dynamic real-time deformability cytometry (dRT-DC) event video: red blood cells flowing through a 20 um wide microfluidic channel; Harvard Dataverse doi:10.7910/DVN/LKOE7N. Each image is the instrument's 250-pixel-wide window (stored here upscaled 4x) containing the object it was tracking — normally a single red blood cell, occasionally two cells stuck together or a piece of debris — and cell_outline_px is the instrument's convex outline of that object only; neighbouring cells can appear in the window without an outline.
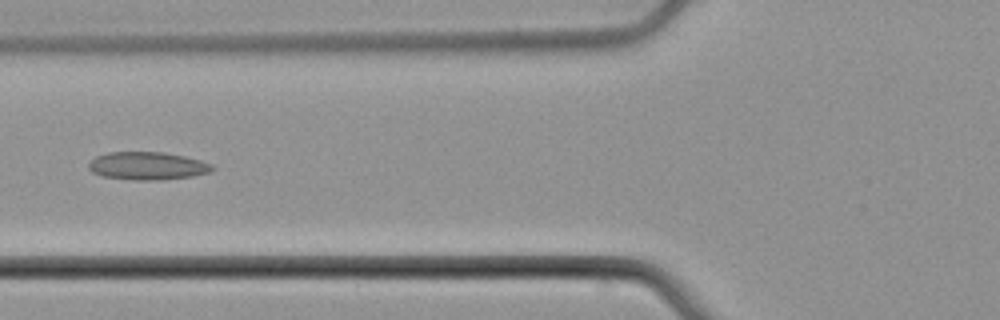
{"species": "common noctule bat (a hibernating species)", "species_latin": "Nyctalus noctula", "temperature_condition": "cold", "stored_images_in_passage": 6, "camera_frame_rate_fps": 3000, "um_per_image_px": 0.085, "animal": {"sex": "male", "body_mass_g": 21.5, "forearm_length_mm": 52.0}, "frame": {"image": 1, "passage_image": 6, "time_ms": 7.0, "image_size_px": [1000, 320], "cell_outline_px": [[216, 168], [212, 172], [192, 176], [160, 180], [132, 180], [100, 176], [92, 172], [88, 168], [88, 164], [96, 156], [108, 152], [164, 152], [184, 156], [200, 160], [212, 164]], "centroid_in_image_um": [12.54, 14.1], "position_along_channel_um": 113.3, "area_um2": 20.29}}